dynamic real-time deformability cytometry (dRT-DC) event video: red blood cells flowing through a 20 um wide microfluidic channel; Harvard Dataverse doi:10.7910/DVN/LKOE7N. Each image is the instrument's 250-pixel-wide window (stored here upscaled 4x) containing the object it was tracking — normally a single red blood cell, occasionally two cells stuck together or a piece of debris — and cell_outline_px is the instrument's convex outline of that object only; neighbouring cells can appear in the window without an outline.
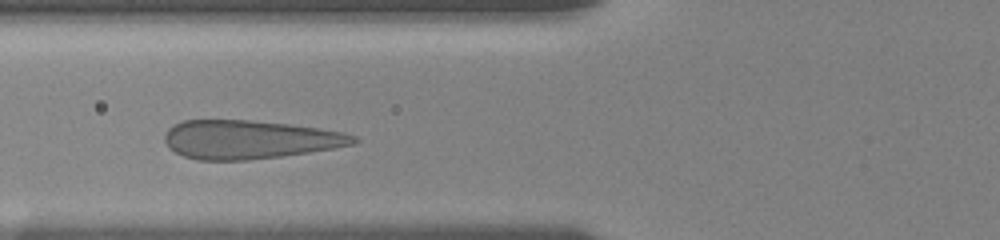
{"species": "human", "species_latin": "Homo sapiens", "temperature_condition": "room temperature", "stored_images_in_passage": 28, "camera_frame_rate_fps": 3000, "um_per_image_px": 0.085, "donor": {"sex": "female"}, "frame": {"image": 1, "passage_image": 5, "time_ms": 1.0, "image_size_px": [1000, 240], "cell_outline_px": [[360, 140], [356, 144], [308, 152], [280, 156], [248, 160], [196, 160], [184, 156], [176, 152], [164, 140], [164, 132], [168, 128], [184, 120], [248, 120], [288, 124], [344, 132], [356, 136]], "centroid_in_image_um": [21.21, 11.86], "position_along_channel_um": 104.6, "area_um2": 42.25}}
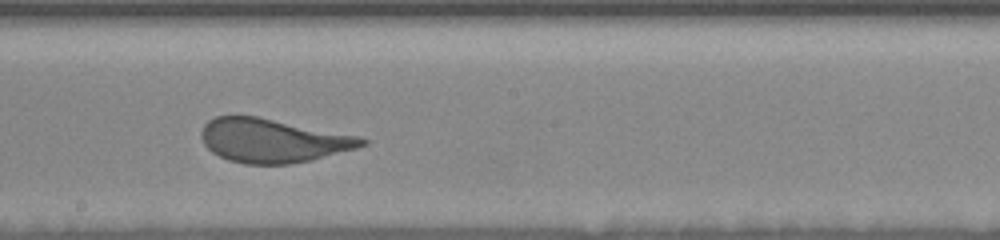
{"frame": {"image": 2, "passage_image": 14, "time_ms": 4.333, "image_size_px": [1000, 240], "cell_outline_px": [[368, 144], [356, 148], [312, 160], [288, 164], [244, 164], [228, 160], [212, 152], [204, 144], [200, 132], [204, 124], [208, 120], [216, 116], [256, 116], [360, 136], [368, 140]], "centroid_in_image_um": [23.19, 11.95], "position_along_channel_um": 225.0, "area_um2": 40.92}}
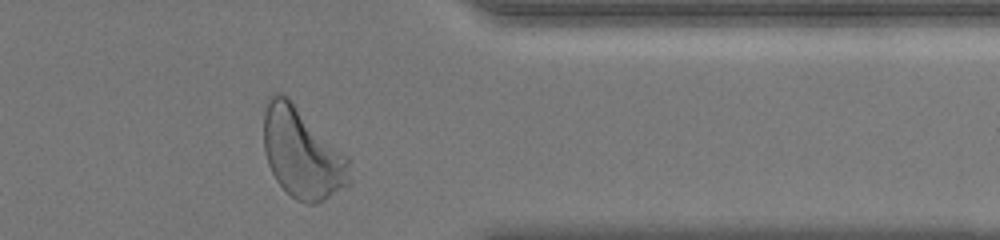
{"frame": {"image": 3, "passage_image": 27, "time_ms": 9.0, "image_size_px": [1000, 240], "cell_outline_px": [[352, 184], [324, 200], [316, 204], [308, 204], [296, 200], [276, 180], [268, 164], [264, 152], [264, 112], [268, 96], [272, 92], [280, 92], [288, 96], [348, 156], [352, 180]], "centroid_in_image_um": [25.7, 13.0], "position_along_channel_um": 385.7, "area_um2": 45.84}, "authors_computed_cell_mechanics": {"area_um2": 41.3848, "velocity_mm_per_s": 3.6054, "shape_relaxation_time_tau1_ms": 3.5322, "shape_relaxation_time_tau2_ms": null, "deformation_change_tau1": 0.1397, "deformation_change_tau2": null}}